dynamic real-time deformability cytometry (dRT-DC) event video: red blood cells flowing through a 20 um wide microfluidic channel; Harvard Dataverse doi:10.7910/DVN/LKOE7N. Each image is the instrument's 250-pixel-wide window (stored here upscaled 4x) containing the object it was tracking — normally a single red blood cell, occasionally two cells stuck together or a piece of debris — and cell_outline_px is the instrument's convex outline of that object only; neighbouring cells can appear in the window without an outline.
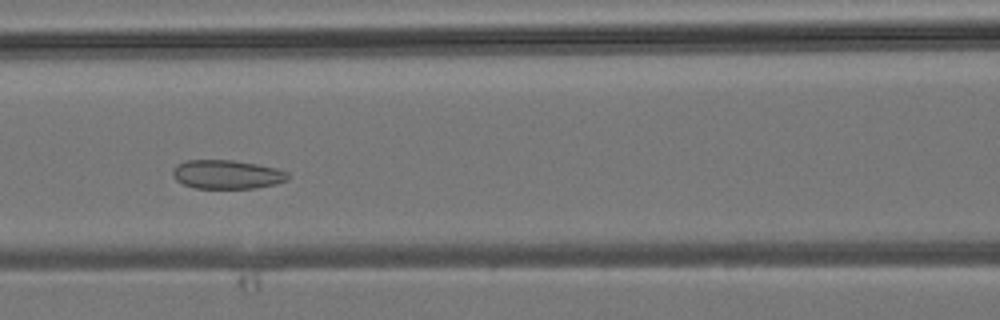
{"species": "common noctule bat (a hibernating species)", "species_latin": "Nyctalus noctula", "temperature_condition": "room temperature", "stored_images_in_passage": 39, "camera_frame_rate_fps": 3000, "um_per_image_px": 0.085, "animal": {"sex": "male", "body_mass_g": 19.2, "forearm_length_mm": 51.8}, "frame": {"image": 1, "passage_image": 15, "time_ms": 4.667, "image_size_px": [1000, 320], "cell_outline_px": [[292, 176], [288, 180], [276, 184], [256, 188], [196, 188], [184, 184], [176, 180], [172, 176], [172, 168], [176, 164], [188, 160], [232, 160], [256, 164], [276, 168], [288, 172]], "centroid_in_image_um": [19.3, 14.82], "position_along_channel_um": 147.3, "area_um2": 19.54}}
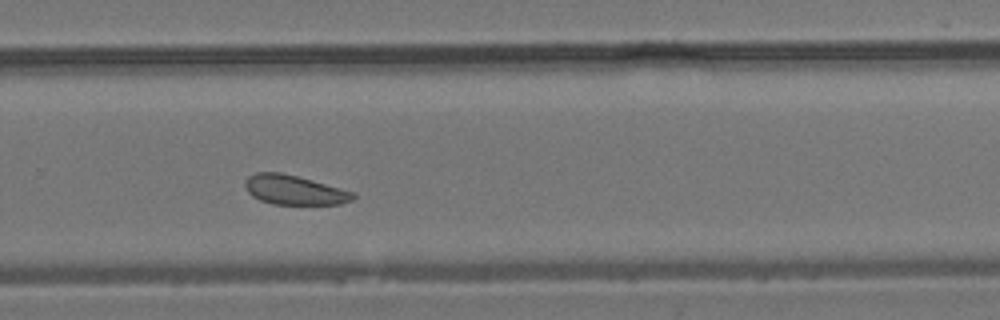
{"frame": {"image": 2, "passage_image": 25, "time_ms": 8.0, "image_size_px": [1000, 320], "cell_outline_px": [[356, 196], [352, 200], [340, 204], [272, 204], [260, 200], [252, 196], [244, 188], [244, 180], [248, 176], [256, 172], [280, 172], [296, 176], [356, 192]], "centroid_in_image_um": [24.99, 16.15], "position_along_channel_um": 304.8, "area_um2": 18.61}}
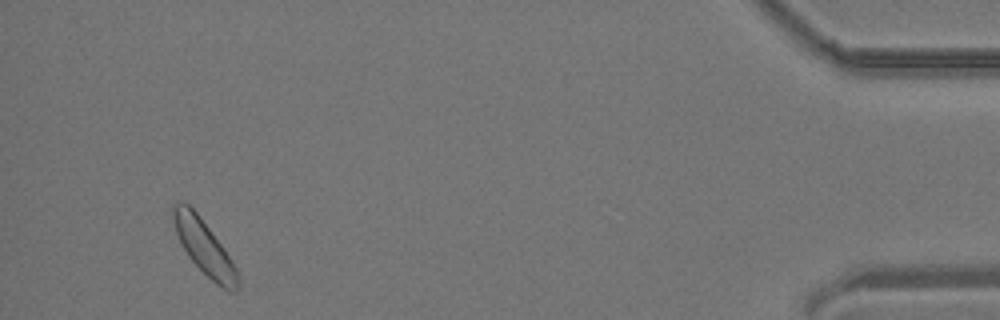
{"frame": {"image": 3, "passage_image": 37, "time_ms": 12.0, "image_size_px": [1000, 320], "cell_outline_px": [[240, 284], [232, 292], [216, 284], [188, 256], [176, 232], [172, 220], [172, 204], [188, 204], [196, 212], [224, 248], [232, 260], [240, 276]], "centroid_in_image_um": [17.38, 21.03], "position_along_channel_um": 417.8, "area_um2": 19.94}}